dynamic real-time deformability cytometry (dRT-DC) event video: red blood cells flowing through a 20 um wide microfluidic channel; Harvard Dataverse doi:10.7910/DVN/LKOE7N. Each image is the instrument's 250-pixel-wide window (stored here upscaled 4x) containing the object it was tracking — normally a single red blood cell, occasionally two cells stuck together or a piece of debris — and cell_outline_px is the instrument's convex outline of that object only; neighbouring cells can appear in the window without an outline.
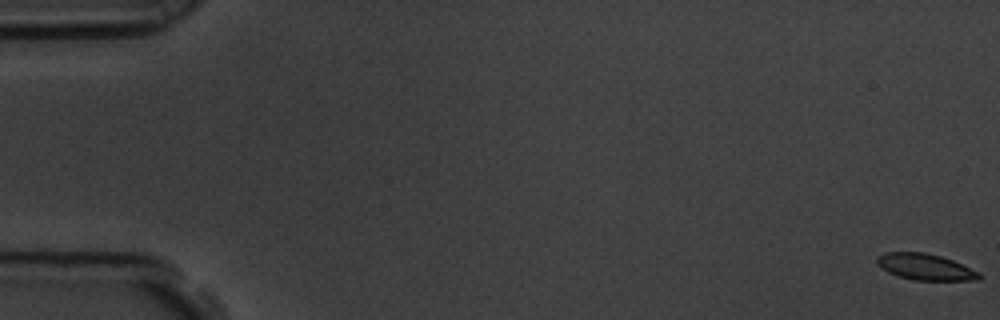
{"species": "common noctule bat (a hibernating species)", "species_latin": "Nyctalus noctula", "temperature_condition": "room temperature", "stored_images_in_passage": 16, "camera_frame_rate_fps": 3000, "um_per_image_px": 0.085, "animal": {"sex": "male", "body_mass_g": 19.5, "forearm_length_mm": 54.6}, "frame": {"image": 1, "passage_image": 1, "time_ms": 0.0, "image_size_px": [1000, 320], "cell_outline_px": [[984, 276], [980, 280], [912, 280], [888, 272], [876, 260], [884, 252], [924, 252], [940, 256], [952, 260], [980, 272]], "centroid_in_image_um": [78.73, 22.69], "position_along_channel_um": 6.3, "area_um2": 15.43}}
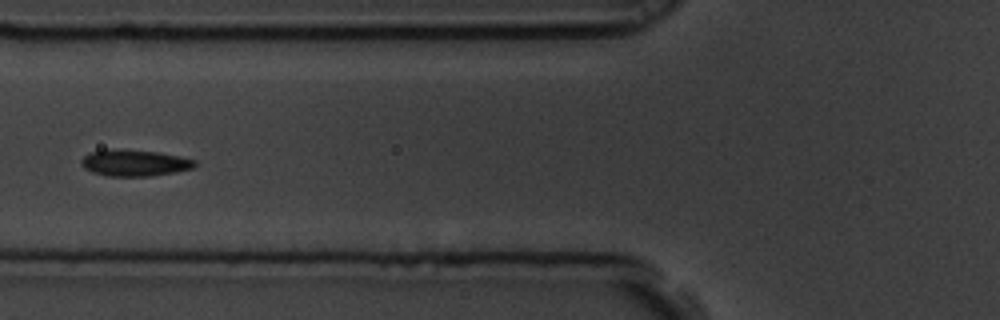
{"frame": {"image": 2, "passage_image": 7, "time_ms": 2.0, "image_size_px": [1000, 320], "cell_outline_px": [[196, 164], [192, 168], [176, 172], [152, 176], [108, 176], [92, 172], [84, 168], [80, 164], [80, 160], [88, 152], [156, 152], [196, 160]], "centroid_in_image_um": [11.45, 13.91], "position_along_channel_um": 114.4, "area_um2": 16.53}}
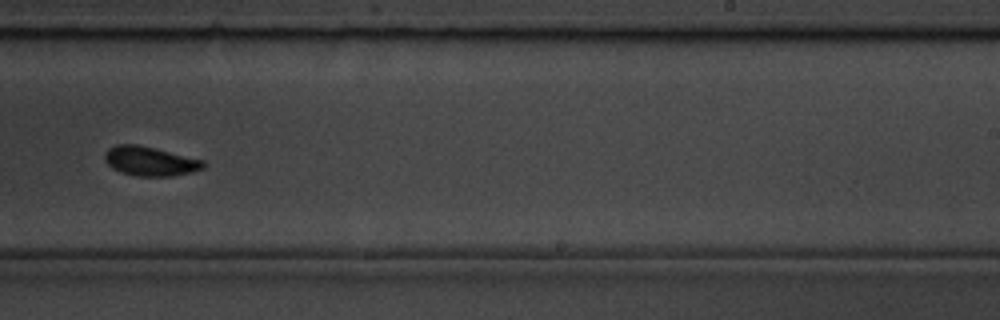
{"frame": {"image": 3, "passage_image": 11, "time_ms": 3.333, "image_size_px": [1000, 320], "cell_outline_px": [[204, 168], [192, 172], [172, 176], [136, 176], [120, 172], [112, 168], [104, 160], [104, 152], [108, 148], [116, 144], [136, 144], [156, 148], [204, 160]], "centroid_in_image_um": [12.73, 13.69], "position_along_channel_um": 276.3, "area_um2": 16.99}}